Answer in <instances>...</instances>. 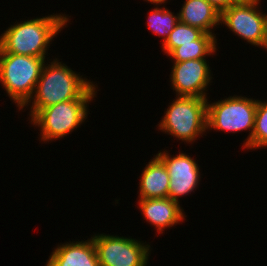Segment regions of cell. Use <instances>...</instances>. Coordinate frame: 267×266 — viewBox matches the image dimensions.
Masks as SVG:
<instances>
[{
  "label": "cell",
  "instance_id": "cell-1",
  "mask_svg": "<svg viewBox=\"0 0 267 266\" xmlns=\"http://www.w3.org/2000/svg\"><path fill=\"white\" fill-rule=\"evenodd\" d=\"M68 14H54L15 22L0 35V52L46 57L53 38L67 27Z\"/></svg>",
  "mask_w": 267,
  "mask_h": 266
},
{
  "label": "cell",
  "instance_id": "cell-2",
  "mask_svg": "<svg viewBox=\"0 0 267 266\" xmlns=\"http://www.w3.org/2000/svg\"><path fill=\"white\" fill-rule=\"evenodd\" d=\"M58 59L44 63L34 94L24 106L27 108L31 104L29 120L41 109L79 98L93 84V81L83 78Z\"/></svg>",
  "mask_w": 267,
  "mask_h": 266
},
{
  "label": "cell",
  "instance_id": "cell-3",
  "mask_svg": "<svg viewBox=\"0 0 267 266\" xmlns=\"http://www.w3.org/2000/svg\"><path fill=\"white\" fill-rule=\"evenodd\" d=\"M96 88L97 83H93L79 98L41 109L30 119L34 127L40 128V140L44 143L56 141L81 126L87 119L89 103L99 91Z\"/></svg>",
  "mask_w": 267,
  "mask_h": 266
},
{
  "label": "cell",
  "instance_id": "cell-4",
  "mask_svg": "<svg viewBox=\"0 0 267 266\" xmlns=\"http://www.w3.org/2000/svg\"><path fill=\"white\" fill-rule=\"evenodd\" d=\"M46 58L0 52V85L18 111L32 98Z\"/></svg>",
  "mask_w": 267,
  "mask_h": 266
},
{
  "label": "cell",
  "instance_id": "cell-5",
  "mask_svg": "<svg viewBox=\"0 0 267 266\" xmlns=\"http://www.w3.org/2000/svg\"><path fill=\"white\" fill-rule=\"evenodd\" d=\"M207 100L201 97L176 96L157 124L158 129L185 144H193L208 131Z\"/></svg>",
  "mask_w": 267,
  "mask_h": 266
},
{
  "label": "cell",
  "instance_id": "cell-6",
  "mask_svg": "<svg viewBox=\"0 0 267 266\" xmlns=\"http://www.w3.org/2000/svg\"><path fill=\"white\" fill-rule=\"evenodd\" d=\"M257 100L246 96H230L210 103L207 100V130L232 132L248 131L242 149H249L254 130Z\"/></svg>",
  "mask_w": 267,
  "mask_h": 266
},
{
  "label": "cell",
  "instance_id": "cell-7",
  "mask_svg": "<svg viewBox=\"0 0 267 266\" xmlns=\"http://www.w3.org/2000/svg\"><path fill=\"white\" fill-rule=\"evenodd\" d=\"M261 1L233 3L220 13V25L224 24L235 36L255 47L267 49V14L259 10Z\"/></svg>",
  "mask_w": 267,
  "mask_h": 266
},
{
  "label": "cell",
  "instance_id": "cell-8",
  "mask_svg": "<svg viewBox=\"0 0 267 266\" xmlns=\"http://www.w3.org/2000/svg\"><path fill=\"white\" fill-rule=\"evenodd\" d=\"M92 239L100 266H146L150 259L151 246L136 238L97 233Z\"/></svg>",
  "mask_w": 267,
  "mask_h": 266
},
{
  "label": "cell",
  "instance_id": "cell-9",
  "mask_svg": "<svg viewBox=\"0 0 267 266\" xmlns=\"http://www.w3.org/2000/svg\"><path fill=\"white\" fill-rule=\"evenodd\" d=\"M165 164L169 175L168 198L180 203L179 198L187 196L198 188L201 181L199 164L188 154L179 152L171 155L167 150L156 154ZM173 156V157H172Z\"/></svg>",
  "mask_w": 267,
  "mask_h": 266
},
{
  "label": "cell",
  "instance_id": "cell-10",
  "mask_svg": "<svg viewBox=\"0 0 267 266\" xmlns=\"http://www.w3.org/2000/svg\"><path fill=\"white\" fill-rule=\"evenodd\" d=\"M172 63L170 85L176 96L208 98L206 92L213 78L209 61L193 59Z\"/></svg>",
  "mask_w": 267,
  "mask_h": 266
},
{
  "label": "cell",
  "instance_id": "cell-11",
  "mask_svg": "<svg viewBox=\"0 0 267 266\" xmlns=\"http://www.w3.org/2000/svg\"><path fill=\"white\" fill-rule=\"evenodd\" d=\"M138 209L144 220L155 228L158 234H163L165 229L182 224L186 214L180 203L170 198L138 199Z\"/></svg>",
  "mask_w": 267,
  "mask_h": 266
},
{
  "label": "cell",
  "instance_id": "cell-12",
  "mask_svg": "<svg viewBox=\"0 0 267 266\" xmlns=\"http://www.w3.org/2000/svg\"><path fill=\"white\" fill-rule=\"evenodd\" d=\"M53 249L45 266H100L92 237L60 243Z\"/></svg>",
  "mask_w": 267,
  "mask_h": 266
},
{
  "label": "cell",
  "instance_id": "cell-13",
  "mask_svg": "<svg viewBox=\"0 0 267 266\" xmlns=\"http://www.w3.org/2000/svg\"><path fill=\"white\" fill-rule=\"evenodd\" d=\"M179 21L216 35L213 30L220 25V12L208 0H185L179 10Z\"/></svg>",
  "mask_w": 267,
  "mask_h": 266
},
{
  "label": "cell",
  "instance_id": "cell-14",
  "mask_svg": "<svg viewBox=\"0 0 267 266\" xmlns=\"http://www.w3.org/2000/svg\"><path fill=\"white\" fill-rule=\"evenodd\" d=\"M139 182V199H155L168 197L169 175L163 161L154 155L141 171Z\"/></svg>",
  "mask_w": 267,
  "mask_h": 266
},
{
  "label": "cell",
  "instance_id": "cell-15",
  "mask_svg": "<svg viewBox=\"0 0 267 266\" xmlns=\"http://www.w3.org/2000/svg\"><path fill=\"white\" fill-rule=\"evenodd\" d=\"M216 38V35L203 33L197 40L176 47L168 56L172 62L206 59V56H213L218 50Z\"/></svg>",
  "mask_w": 267,
  "mask_h": 266
},
{
  "label": "cell",
  "instance_id": "cell-16",
  "mask_svg": "<svg viewBox=\"0 0 267 266\" xmlns=\"http://www.w3.org/2000/svg\"><path fill=\"white\" fill-rule=\"evenodd\" d=\"M162 7L157 5L153 10L149 11L147 27L153 34L155 33L156 36L163 38L162 44H164L179 22V13L174 15L168 8Z\"/></svg>",
  "mask_w": 267,
  "mask_h": 266
},
{
  "label": "cell",
  "instance_id": "cell-17",
  "mask_svg": "<svg viewBox=\"0 0 267 266\" xmlns=\"http://www.w3.org/2000/svg\"><path fill=\"white\" fill-rule=\"evenodd\" d=\"M203 33L202 30L179 21L162 44V51L168 56L176 47L197 40Z\"/></svg>",
  "mask_w": 267,
  "mask_h": 266
},
{
  "label": "cell",
  "instance_id": "cell-18",
  "mask_svg": "<svg viewBox=\"0 0 267 266\" xmlns=\"http://www.w3.org/2000/svg\"><path fill=\"white\" fill-rule=\"evenodd\" d=\"M257 148H267V100L259 99L257 100L254 130L249 141L250 150H256Z\"/></svg>",
  "mask_w": 267,
  "mask_h": 266
},
{
  "label": "cell",
  "instance_id": "cell-19",
  "mask_svg": "<svg viewBox=\"0 0 267 266\" xmlns=\"http://www.w3.org/2000/svg\"><path fill=\"white\" fill-rule=\"evenodd\" d=\"M220 13L234 2L232 0H208Z\"/></svg>",
  "mask_w": 267,
  "mask_h": 266
},
{
  "label": "cell",
  "instance_id": "cell-20",
  "mask_svg": "<svg viewBox=\"0 0 267 266\" xmlns=\"http://www.w3.org/2000/svg\"><path fill=\"white\" fill-rule=\"evenodd\" d=\"M144 1H146V2H148V3H151V4H155V6H160V5H162V4H166V3H168L167 1L168 0H144Z\"/></svg>",
  "mask_w": 267,
  "mask_h": 266
},
{
  "label": "cell",
  "instance_id": "cell-21",
  "mask_svg": "<svg viewBox=\"0 0 267 266\" xmlns=\"http://www.w3.org/2000/svg\"><path fill=\"white\" fill-rule=\"evenodd\" d=\"M234 3H253L261 0H232Z\"/></svg>",
  "mask_w": 267,
  "mask_h": 266
}]
</instances>
